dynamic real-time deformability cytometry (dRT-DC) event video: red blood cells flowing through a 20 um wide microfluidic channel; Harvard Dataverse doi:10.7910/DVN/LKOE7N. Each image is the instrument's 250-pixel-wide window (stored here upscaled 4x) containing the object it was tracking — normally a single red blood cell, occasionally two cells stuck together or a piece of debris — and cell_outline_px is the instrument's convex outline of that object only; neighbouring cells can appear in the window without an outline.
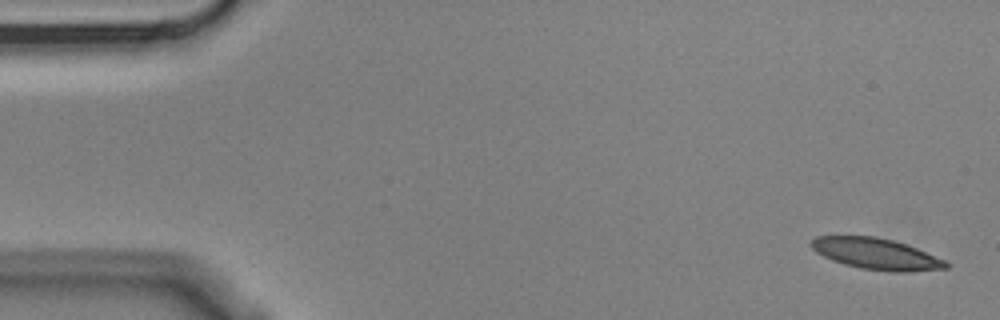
{"species": "Egyptian fruit bat (a non-hibernating species)", "species_latin": "Rousettus aegyptiacus", "temperature_condition": "cold", "stored_images_in_passage": 5, "camera_frame_rate_fps": 3000, "um_per_image_px": 0.085, "animal": {"sex": "male"}, "frame": {"image": 1, "passage_image": 1, "time_ms": 0.0, "image_size_px": [1000, 320], "cell_outline_px": [[952, 264], [948, 268], [908, 272], [888, 272], [860, 268], [844, 264], [832, 260], [816, 252], [808, 244], [816, 236], [876, 236], [892, 240], [916, 248], [944, 260]], "centroid_in_image_um": [74.47, 21.58], "position_along_channel_um": 10.5, "area_um2": 24.51}}
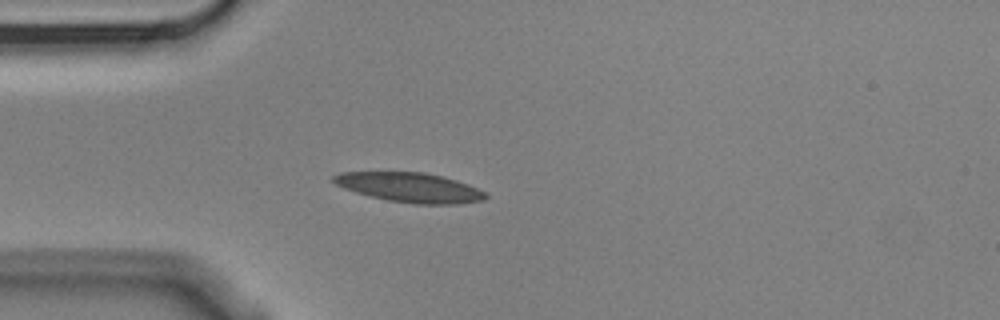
{"frame": {"image": 2, "passage_image": 5, "time_ms": 1.333, "image_size_px": [1000, 320], "cell_outline_px": [[488, 196], [484, 200], [456, 204], [412, 204], [388, 200], [356, 192], [344, 188], [336, 184], [332, 180], [332, 176], [340, 172], [424, 172], [444, 176], [468, 184], [484, 192]], "centroid_in_image_um": [34.84, 15.93], "position_along_channel_um": 50.2, "area_um2": 26.13}}